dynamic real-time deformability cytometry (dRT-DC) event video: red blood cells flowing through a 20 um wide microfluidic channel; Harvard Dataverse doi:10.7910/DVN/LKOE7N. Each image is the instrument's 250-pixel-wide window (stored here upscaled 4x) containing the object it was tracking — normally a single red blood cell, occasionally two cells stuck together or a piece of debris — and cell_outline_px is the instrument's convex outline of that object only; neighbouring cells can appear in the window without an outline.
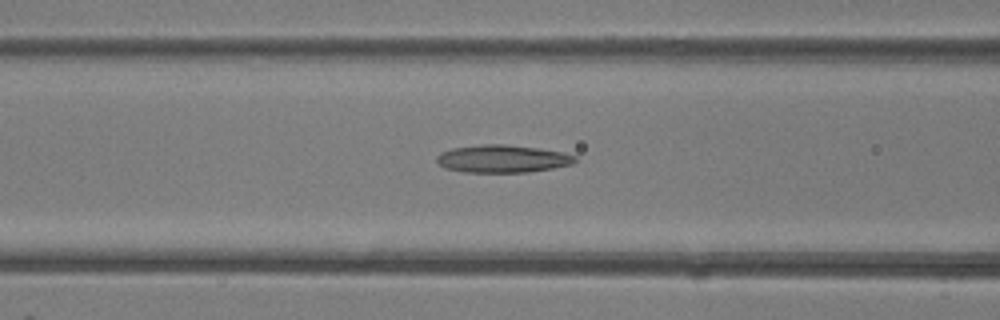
{"species": "common noctule bat (a hibernating species)", "species_latin": "Nyctalus noctula", "temperature_condition": "room temperature", "stored_images_in_passage": 32, "camera_frame_rate_fps": 3000, "um_per_image_px": 0.085, "animal": {"sex": "female"}, "frame": {"image": 1, "passage_image": 16, "time_ms": 5.0, "image_size_px": [1000, 320], "cell_outline_px": [[576, 160], [572, 164], [552, 168], [528, 172], [464, 172], [444, 168], [436, 160], [436, 156], [440, 152], [452, 148], [480, 144], [504, 144], [540, 148], [564, 152], [576, 156]], "centroid_in_image_um": [42.7, 13.48], "position_along_channel_um": 123.9, "area_um2": 22.43}}
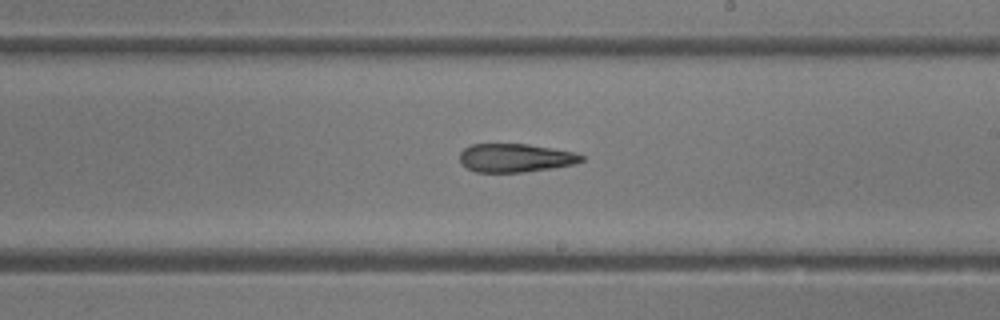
{"frame": {"image": 2, "passage_image": 23, "time_ms": 7.333, "image_size_px": [1000, 320], "cell_outline_px": [[584, 160], [576, 164], [552, 168], [524, 172], [476, 172], [468, 168], [460, 160], [460, 152], [464, 148], [472, 144], [528, 144], [572, 152], [584, 156]], "centroid_in_image_um": [43.81, 13.42], "position_along_channel_um": 245.2, "area_um2": 20.06}}
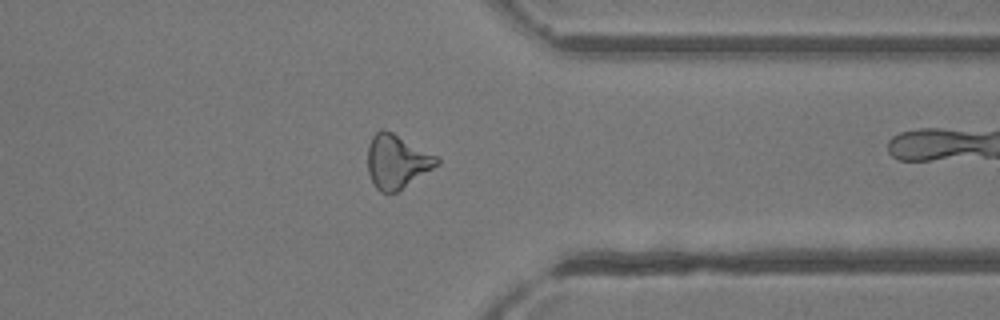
{"frame": {"image": 3, "passage_image": 31, "time_ms": 10.0, "image_size_px": [1000, 320], "cell_outline_px": [[440, 164], [396, 192], [380, 192], [376, 188], [368, 172], [368, 144], [372, 136], [380, 128], [384, 128], [392, 132], [436, 156], [440, 160]], "centroid_in_image_um": [33.71, 13.71], "position_along_channel_um": 377.7, "area_um2": 21.44}}